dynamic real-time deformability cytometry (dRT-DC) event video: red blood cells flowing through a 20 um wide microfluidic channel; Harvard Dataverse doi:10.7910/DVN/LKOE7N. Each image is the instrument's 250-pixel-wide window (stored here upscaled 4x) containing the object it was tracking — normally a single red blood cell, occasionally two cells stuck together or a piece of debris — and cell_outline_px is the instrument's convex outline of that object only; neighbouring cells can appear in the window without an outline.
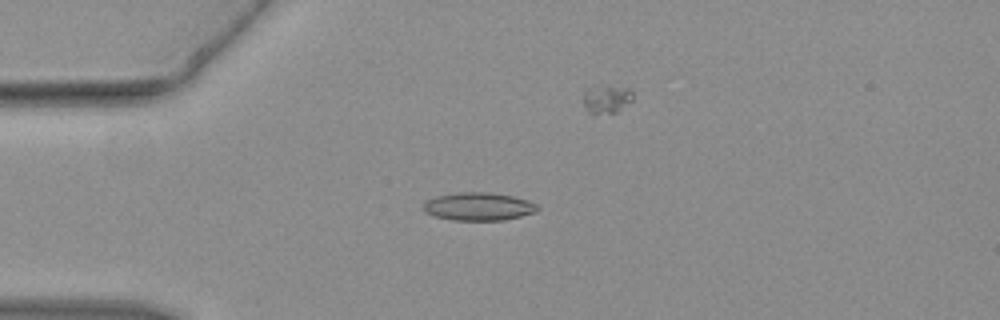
{"species": "common noctule bat (a hibernating species)", "species_latin": "Nyctalus noctula", "temperature_condition": "warm", "stored_images_in_passage": 42, "camera_frame_rate_fps": 3000, "um_per_image_px": 0.085, "animal": {"sex": "female", "body_mass_g": 19.3, "forearm_length_mm": 54.1}, "frame": {"image": 1, "passage_image": 7, "time_ms": 2.0, "image_size_px": [1000, 320], "cell_outline_px": [[540, 208], [536, 212], [504, 220], [452, 220], [432, 216], [424, 212], [424, 200], [436, 196], [460, 192], [488, 192], [512, 196], [528, 200], [536, 204]], "centroid_in_image_um": [40.65, 17.55], "position_along_channel_um": 44.4, "area_um2": 18.73}}
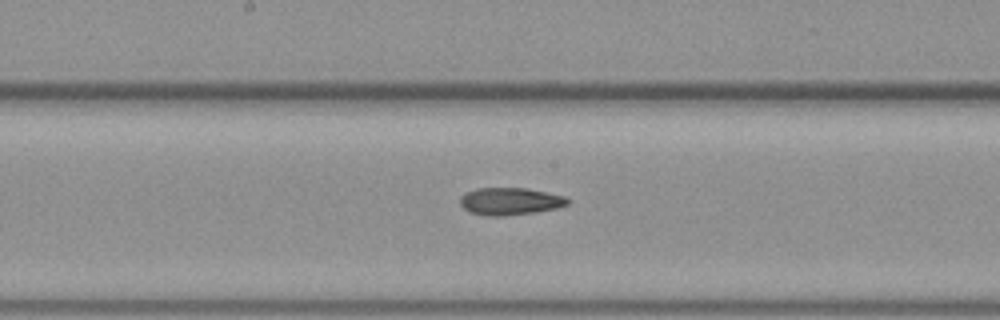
{"frame": {"image": 2, "passage_image": 19, "time_ms": 6.0, "image_size_px": [1000, 320], "cell_outline_px": [[572, 200], [568, 204], [556, 208], [536, 212], [504, 216], [488, 216], [468, 212], [460, 204], [460, 196], [464, 192], [476, 188], [524, 188], [564, 196]], "centroid_in_image_um": [43.32, 17.11], "position_along_channel_um": 204.9, "area_um2": 17.22}}
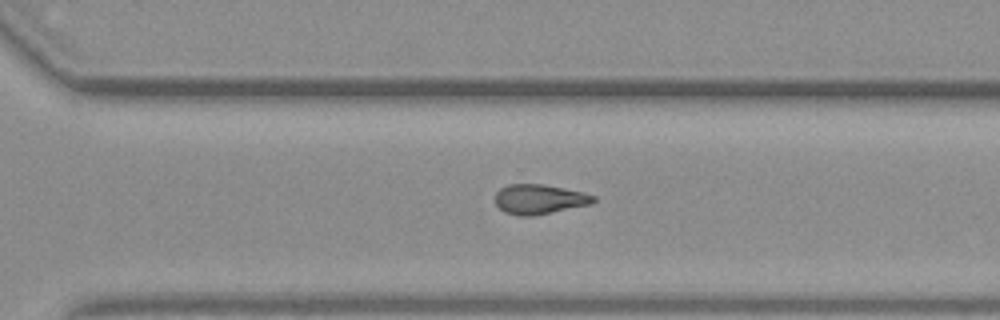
{"frame": {"image": 3, "passage_image": 27, "time_ms": 8.667, "image_size_px": [1000, 320], "cell_outline_px": [[596, 200], [592, 204], [532, 216], [516, 216], [504, 212], [496, 204], [496, 192], [500, 188], [508, 184], [544, 184], [584, 192], [596, 196]], "centroid_in_image_um": [45.85, 16.93], "position_along_channel_um": 324.7, "area_um2": 17.17}}